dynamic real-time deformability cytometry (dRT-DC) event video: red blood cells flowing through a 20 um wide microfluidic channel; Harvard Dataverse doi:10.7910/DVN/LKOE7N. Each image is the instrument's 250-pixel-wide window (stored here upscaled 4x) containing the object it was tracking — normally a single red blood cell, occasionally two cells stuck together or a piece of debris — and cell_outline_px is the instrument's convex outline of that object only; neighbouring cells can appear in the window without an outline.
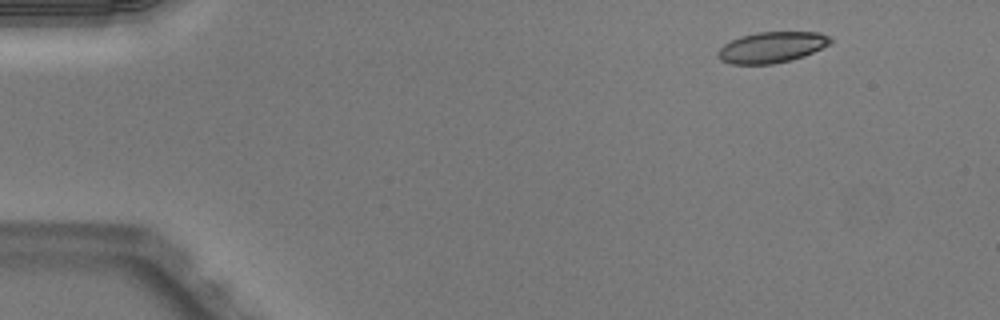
{"species": "Egyptian fruit bat (a non-hibernating species)", "species_latin": "Rousettus aegyptiacus", "temperature_condition": "warm", "stored_images_in_passage": 46, "camera_frame_rate_fps": 3000, "um_per_image_px": 0.085, "animal": {"sex": "male"}, "frame": {"image": 1, "passage_image": 1, "time_ms": 0.0, "image_size_px": [1000, 320], "cell_outline_px": [[832, 44], [804, 56], [772, 64], [732, 64], [720, 60], [716, 56], [716, 52], [724, 44], [740, 36], [756, 32], [820, 32], [832, 36]], "centroid_in_image_um": [65.61, 4.01], "position_along_channel_um": 19.4, "area_um2": 20.46}}
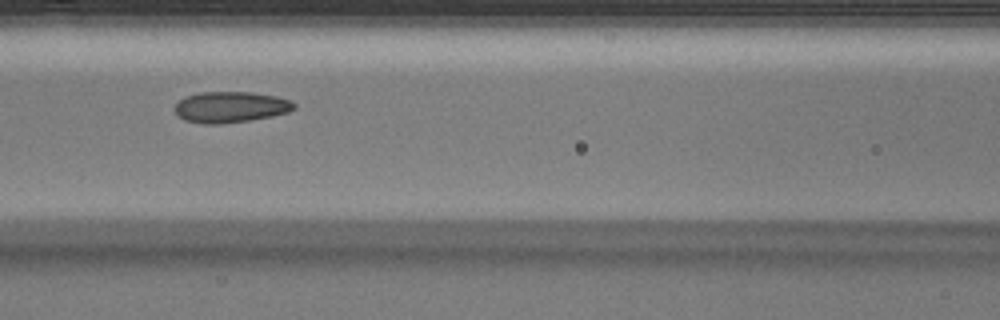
{"frame": {"image": 2, "passage_image": 18, "time_ms": 5.667, "image_size_px": [1000, 320], "cell_outline_px": [[296, 108], [288, 112], [272, 116], [248, 120], [220, 124], [200, 124], [184, 120], [176, 116], [176, 104], [184, 96], [200, 92], [252, 92], [276, 96], [288, 100], [296, 104]], "centroid_in_image_um": [19.57, 9.1], "position_along_channel_um": 147.0, "area_um2": 21.62}}
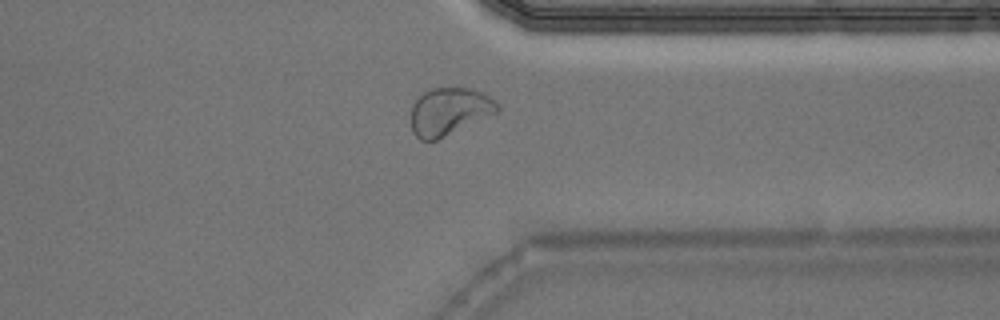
{"frame": {"image": 3, "passage_image": 35, "time_ms": 11.333, "image_size_px": [1000, 320], "cell_outline_px": [[500, 112], [436, 140], [420, 140], [412, 132], [412, 104], [424, 92], [432, 88], [468, 88], [480, 92], [488, 96], [500, 104]], "centroid_in_image_um": [38.21, 9.48], "position_along_channel_um": 373.2, "area_um2": 23.81}, "authors_computed_cell_mechanics": {"area_um2": 21.7039, "velocity_mm_per_s": 4.0188, "shape_relaxation_time_tau1_ms": 8.2349, "shape_relaxation_time_tau2_ms": 1.2492, "deformation_change_tau1": 0.1601, "deformation_change_tau2": 0.0773}}